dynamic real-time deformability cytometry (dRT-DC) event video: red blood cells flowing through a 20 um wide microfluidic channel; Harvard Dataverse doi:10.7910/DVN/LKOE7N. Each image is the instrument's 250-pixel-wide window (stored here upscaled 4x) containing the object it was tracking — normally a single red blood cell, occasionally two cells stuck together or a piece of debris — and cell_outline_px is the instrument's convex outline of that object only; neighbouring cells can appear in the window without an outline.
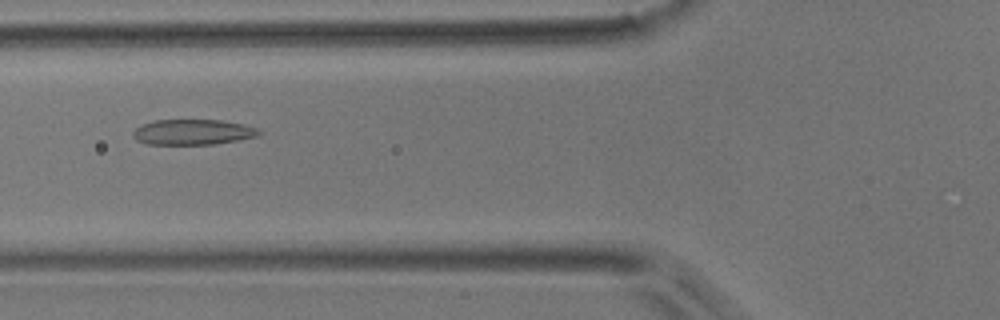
{"species": "common noctule bat (a hibernating species)", "species_latin": "Nyctalus noctula", "temperature_condition": "room temperature", "stored_images_in_passage": 5, "camera_frame_rate_fps": 3000, "um_per_image_px": 0.085, "animal": {"sex": "male", "body_mass_g": 17.9}, "frame": {"image": 1, "passage_image": 4, "time_ms": 3.667, "image_size_px": [1000, 320], "cell_outline_px": [[260, 132], [256, 136], [216, 144], [144, 144], [136, 140], [132, 136], [132, 132], [140, 124], [152, 120], [220, 120], [244, 124], [256, 128]], "centroid_in_image_um": [16.31, 11.22], "position_along_channel_um": 109.5, "area_um2": 18.67}}
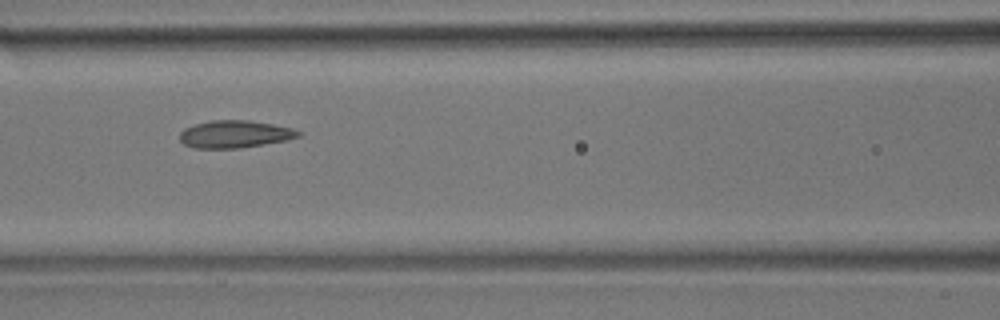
{"frame": {"image": 2, "passage_image": 5, "time_ms": 4.667, "image_size_px": [1000, 320], "cell_outline_px": [[300, 136], [288, 140], [240, 148], [192, 148], [184, 144], [180, 140], [180, 132], [184, 128], [196, 124], [212, 120], [248, 120], [272, 124], [292, 128], [300, 132]], "centroid_in_image_um": [19.94, 11.41], "position_along_channel_um": 146.7, "area_um2": 18.9}}